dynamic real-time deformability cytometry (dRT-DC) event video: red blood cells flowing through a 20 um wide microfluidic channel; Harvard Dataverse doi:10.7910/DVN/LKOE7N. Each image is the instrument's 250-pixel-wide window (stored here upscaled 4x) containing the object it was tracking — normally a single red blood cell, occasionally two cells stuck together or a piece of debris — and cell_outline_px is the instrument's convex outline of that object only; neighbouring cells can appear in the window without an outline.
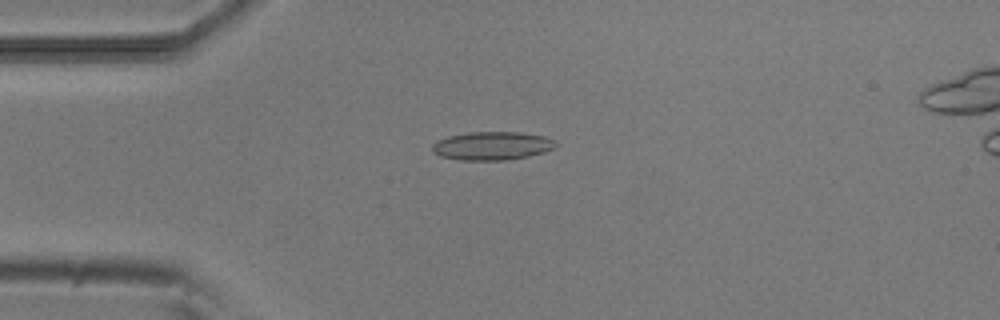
{"species": "common noctule bat (a hibernating species)", "species_latin": "Nyctalus noctula", "temperature_condition": "room temperature", "stored_images_in_passage": 52, "camera_frame_rate_fps": 3000, "um_per_image_px": 0.085, "animal": {"sex": "male", "body_mass_g": 20.5, "forearm_length_mm": 52.5}, "frame": {"image": 1, "passage_image": 13, "time_ms": 4.0, "image_size_px": [1000, 320], "cell_outline_px": [[556, 148], [544, 152], [528, 156], [508, 160], [460, 160], [440, 156], [432, 152], [432, 144], [436, 140], [448, 136], [468, 132], [520, 132], [544, 136], [556, 140]], "centroid_in_image_um": [41.82, 12.39], "position_along_channel_um": 43.2, "area_um2": 20.63}}
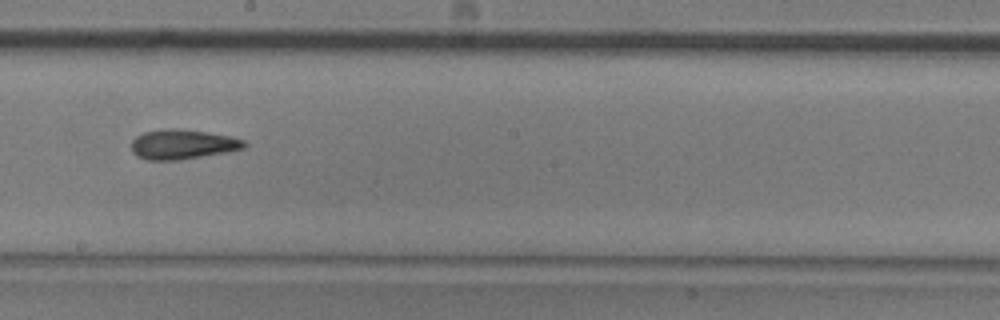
{"frame": {"image": 2, "passage_image": 29, "time_ms": 9.333, "image_size_px": [1000, 320], "cell_outline_px": [[248, 144], [244, 148], [232, 152], [180, 160], [148, 160], [136, 156], [132, 152], [132, 140], [136, 136], [144, 132], [160, 128], [176, 128], [232, 136], [244, 140]], "centroid_in_image_um": [15.54, 12.27], "position_along_channel_um": 232.7, "area_um2": 19.94}}
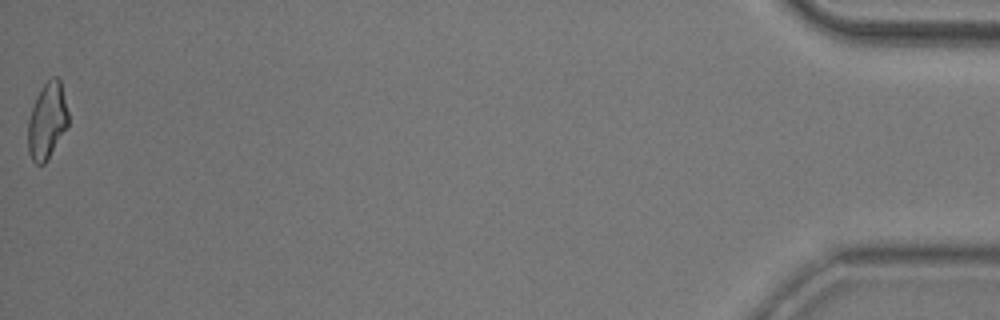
{"frame": {"image": 3, "passage_image": 52, "time_ms": 17.0, "image_size_px": [1000, 320], "cell_outline_px": [[68, 128], [48, 160], [44, 164], [36, 164], [32, 160], [28, 152], [28, 120], [36, 96], [44, 84], [52, 76], [56, 76], [60, 80], [68, 112]], "centroid_in_image_um": [4.01, 10.31], "position_along_channel_um": 431.2, "area_um2": 18.09}, "authors_computed_cell_mechanics": {"area_um2": 19.1896, "velocity_mm_per_s": 3.9011, "shape_relaxation_time_tau1_ms": null, "shape_relaxation_time_tau2_ms": 4.3325, "deformation_change_tau1": null, "deformation_change_tau2": 0.1447}}